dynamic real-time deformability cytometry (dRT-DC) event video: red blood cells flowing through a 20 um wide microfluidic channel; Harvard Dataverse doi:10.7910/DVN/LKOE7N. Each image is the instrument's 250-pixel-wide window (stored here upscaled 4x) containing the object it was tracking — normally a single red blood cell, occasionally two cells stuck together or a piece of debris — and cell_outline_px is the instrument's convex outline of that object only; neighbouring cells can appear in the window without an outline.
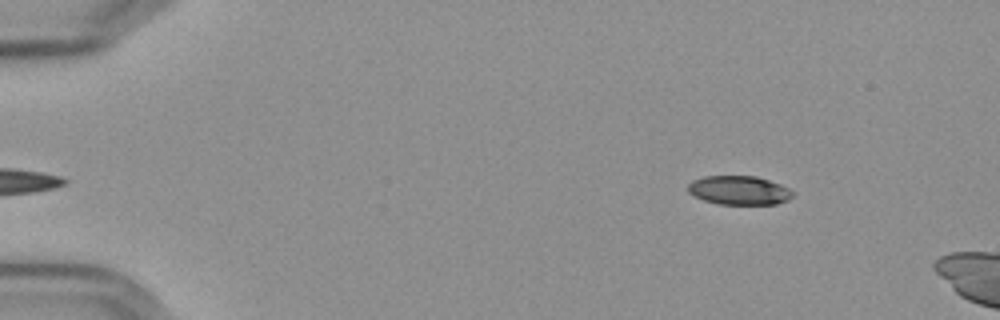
{"species": "Egyptian fruit bat (a non-hibernating species)", "species_latin": "Rousettus aegyptiacus", "temperature_condition": "cold", "stored_images_in_passage": 50, "camera_frame_rate_fps": 3000, "um_per_image_px": 0.085, "frame": {"image": 1, "passage_image": 2, "time_ms": 0.333, "image_size_px": [1000, 320], "cell_outline_px": [[792, 196], [788, 200], [776, 204], [720, 204], [704, 200], [688, 192], [688, 184], [692, 180], [704, 176], [756, 176], [780, 184], [788, 188], [792, 192]], "centroid_in_image_um": [62.81, 16.17], "position_along_channel_um": 22.2, "area_um2": 17.51}}
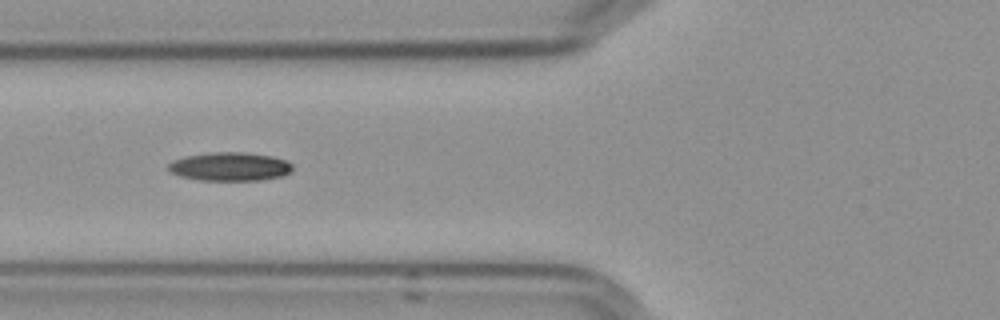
{"frame": {"image": 2, "passage_image": 17, "time_ms": 5.333, "image_size_px": [1000, 320], "cell_outline_px": [[292, 172], [284, 176], [260, 180], [200, 180], [180, 176], [172, 172], [168, 168], [168, 164], [172, 160], [184, 156], [208, 152], [244, 152], [272, 156], [284, 160], [292, 164]], "centroid_in_image_um": [19.54, 14.15], "position_along_channel_um": 106.3, "area_um2": 20.81}}
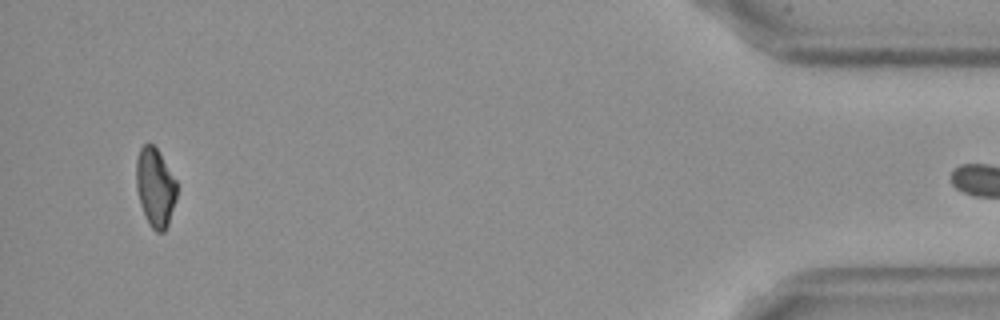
{"frame": {"image": 3, "passage_image": 49, "time_ms": 16.0, "image_size_px": [1000, 320], "cell_outline_px": [[176, 196], [168, 224], [164, 232], [156, 232], [148, 224], [140, 204], [136, 188], [136, 160], [140, 148], [144, 144], [152, 144], [156, 148], [176, 180]], "centroid_in_image_um": [13.17, 15.94], "position_along_channel_um": 422.0, "area_um2": 18.44}}